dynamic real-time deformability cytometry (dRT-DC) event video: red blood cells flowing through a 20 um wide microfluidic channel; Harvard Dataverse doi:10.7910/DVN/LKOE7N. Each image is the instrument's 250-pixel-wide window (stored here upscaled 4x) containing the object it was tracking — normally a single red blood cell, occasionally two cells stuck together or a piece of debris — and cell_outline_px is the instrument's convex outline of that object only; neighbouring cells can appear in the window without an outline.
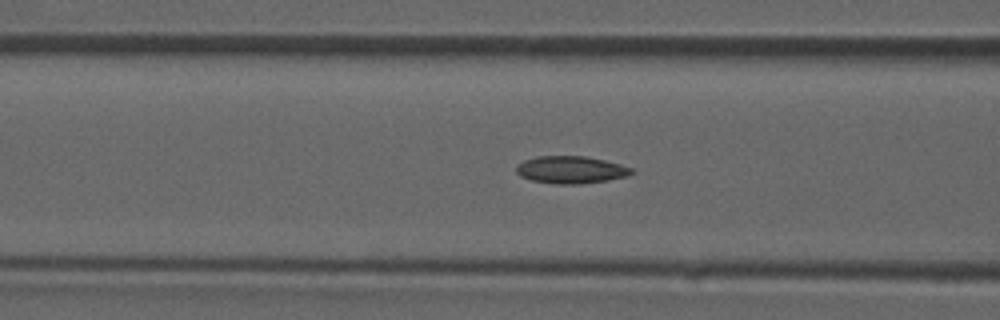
{"species": "common noctule bat (a hibernating species)", "species_latin": "Nyctalus noctula", "temperature_condition": "room temperature", "stored_images_in_passage": 18, "camera_frame_rate_fps": 3000, "um_per_image_px": 0.085, "animal": {"sex": "male", "forearm_length_mm": 52.5}, "frame": {"image": 1, "passage_image": 13, "time_ms": 4.0, "image_size_px": [1000, 320], "cell_outline_px": [[632, 172], [628, 176], [608, 180], [580, 184], [556, 184], [532, 180], [520, 176], [516, 172], [516, 164], [524, 160], [536, 156], [584, 156], [604, 160], [620, 164], [632, 168]], "centroid_in_image_um": [48.49, 14.43], "position_along_channel_um": 118.1, "area_um2": 18.38}}